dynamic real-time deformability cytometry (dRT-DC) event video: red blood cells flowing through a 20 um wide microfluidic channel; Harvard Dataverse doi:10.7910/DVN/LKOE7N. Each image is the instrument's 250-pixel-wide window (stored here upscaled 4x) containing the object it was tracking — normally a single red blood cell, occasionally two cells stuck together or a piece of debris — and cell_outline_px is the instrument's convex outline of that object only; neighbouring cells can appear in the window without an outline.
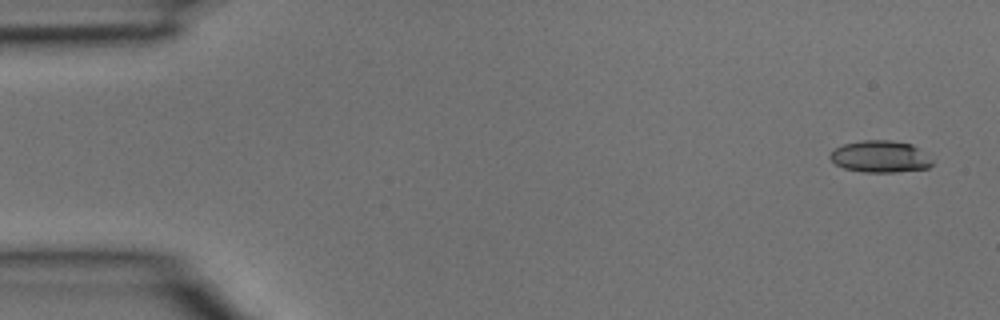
{"species": "common noctule bat (a hibernating species)", "species_latin": "Nyctalus noctula", "temperature_condition": "room temperature", "stored_images_in_passage": 38, "camera_frame_rate_fps": 3000, "um_per_image_px": 0.085, "animal": {"sex": "male", "body_mass_g": 15.6}, "frame": {"image": 1, "passage_image": 1, "time_ms": 0.0, "image_size_px": [1000, 320], "cell_outline_px": [[932, 164], [928, 168], [896, 172], [864, 172], [844, 168], [836, 164], [828, 156], [836, 148], [844, 144], [864, 140], [892, 140], [912, 144], [932, 160]], "centroid_in_image_um": [74.81, 13.31], "position_along_channel_um": 10.2, "area_um2": 18.73}}
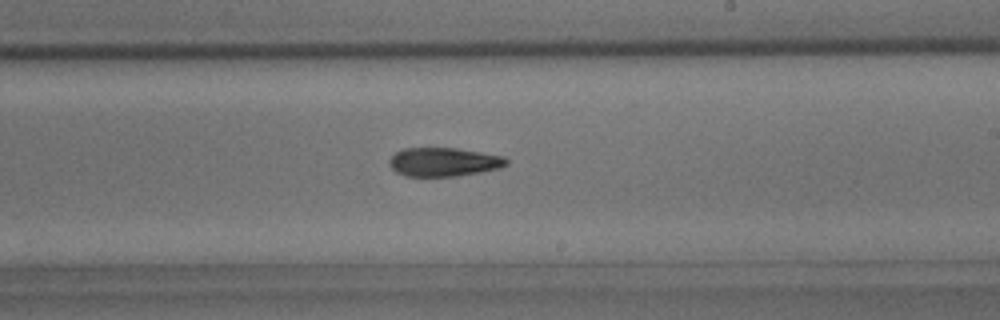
{"frame": {"image": 2, "passage_image": 22, "time_ms": 7.0, "image_size_px": [1000, 320], "cell_outline_px": [[508, 164], [500, 168], [480, 172], [456, 176], [404, 176], [396, 172], [388, 164], [388, 160], [396, 152], [404, 148], [456, 148], [504, 156], [508, 160]], "centroid_in_image_um": [37.71, 13.77], "position_along_channel_um": 251.3, "area_um2": 19.65}}
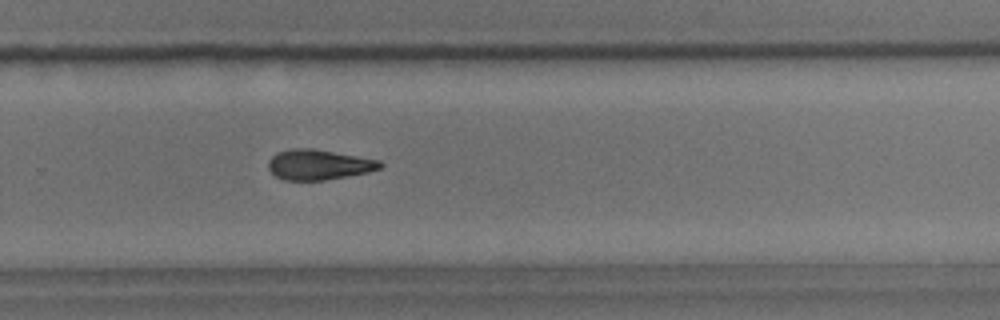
{"frame": {"image": 3, "passage_image": 25, "time_ms": 8.0, "image_size_px": [1000, 320], "cell_outline_px": [[384, 164], [380, 168], [368, 172], [324, 180], [284, 180], [276, 176], [268, 168], [268, 160], [276, 152], [288, 148], [312, 148], [380, 160]], "centroid_in_image_um": [27.06, 13.98], "position_along_channel_um": 302.7, "area_um2": 19.71}}